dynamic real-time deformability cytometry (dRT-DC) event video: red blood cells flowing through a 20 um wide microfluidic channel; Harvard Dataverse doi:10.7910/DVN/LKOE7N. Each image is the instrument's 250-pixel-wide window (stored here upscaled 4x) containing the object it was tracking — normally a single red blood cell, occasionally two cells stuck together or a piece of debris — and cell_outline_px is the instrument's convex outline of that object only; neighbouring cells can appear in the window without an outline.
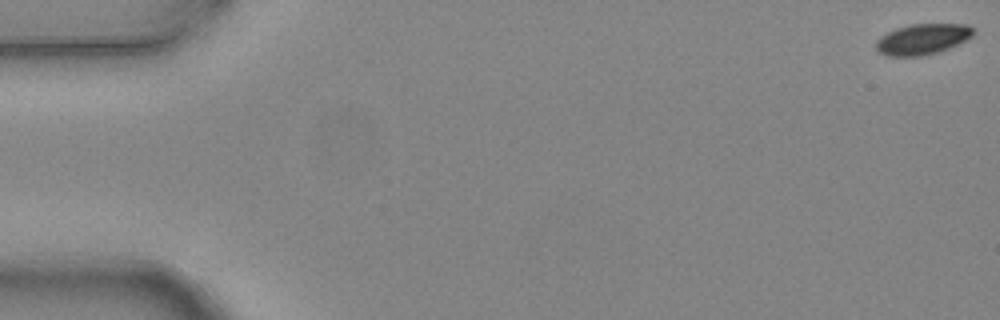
{"species": "common noctule bat (a hibernating species)", "species_latin": "Nyctalus noctula", "temperature_condition": "warm", "stored_images_in_passage": 6, "camera_frame_rate_fps": 3000, "um_per_image_px": 0.085, "animal": {"sex": "female", "body_mass_g": 24.6, "forearm_length_mm": 56.2}, "frame": {"image": 1, "passage_image": 1, "time_ms": 0.0, "image_size_px": [1000, 320], "cell_outline_px": [[972, 36], [948, 48], [936, 52], [920, 56], [884, 56], [876, 48], [876, 40], [880, 36], [896, 28], [908, 24], [968, 24], [972, 28]], "centroid_in_image_um": [78.35, 3.32], "position_along_channel_um": 6.6, "area_um2": 17.22}}
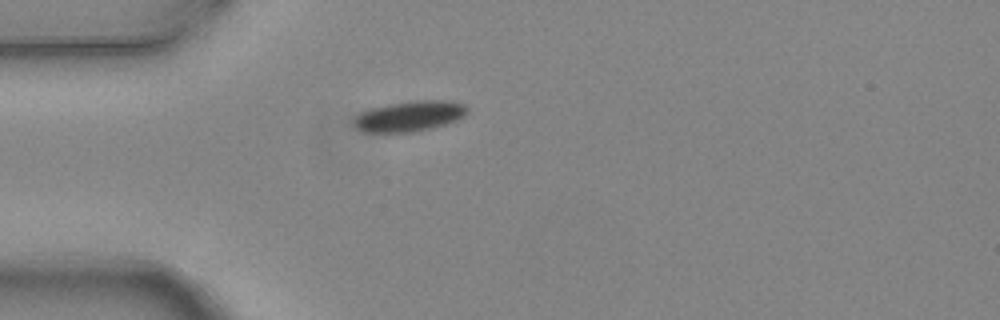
{"frame": {"image": 2, "passage_image": 5, "time_ms": 1.333, "image_size_px": [1000, 320], "cell_outline_px": [[468, 112], [464, 116], [456, 120], [444, 124], [412, 132], [360, 132], [352, 124], [352, 120], [360, 112], [372, 108], [388, 104], [416, 100], [452, 100], [464, 104], [468, 108]], "centroid_in_image_um": [34.78, 9.86], "position_along_channel_um": 50.2, "area_um2": 20.23}}